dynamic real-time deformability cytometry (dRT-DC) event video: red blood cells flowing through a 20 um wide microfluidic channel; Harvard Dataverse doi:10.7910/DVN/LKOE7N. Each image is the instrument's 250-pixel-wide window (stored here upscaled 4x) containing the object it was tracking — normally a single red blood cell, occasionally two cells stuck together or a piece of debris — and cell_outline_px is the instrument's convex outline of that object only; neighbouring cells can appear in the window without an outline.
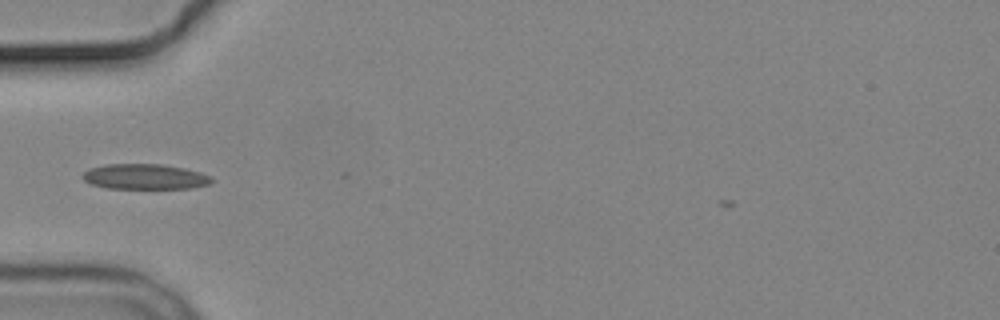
{"species": "common noctule bat (a hibernating species)", "species_latin": "Nyctalus noctula", "temperature_condition": "cold", "stored_images_in_passage": 2, "camera_frame_rate_fps": 3000, "um_per_image_px": 0.085, "animal": {"sex": "male", "body_mass_g": 19.2, "forearm_length_mm": 51.8}, "frame": {"image": 1, "passage_image": 2, "time_ms": 1.0, "image_size_px": [1000, 320], "cell_outline_px": [[212, 180], [208, 184], [192, 188], [108, 188], [92, 184], [84, 180], [80, 176], [84, 172], [92, 168], [108, 164], [160, 164], [184, 168], [200, 172], [212, 176]], "centroid_in_image_um": [12.32, 15.01], "position_along_channel_um": 72.7, "area_um2": 18.84}}